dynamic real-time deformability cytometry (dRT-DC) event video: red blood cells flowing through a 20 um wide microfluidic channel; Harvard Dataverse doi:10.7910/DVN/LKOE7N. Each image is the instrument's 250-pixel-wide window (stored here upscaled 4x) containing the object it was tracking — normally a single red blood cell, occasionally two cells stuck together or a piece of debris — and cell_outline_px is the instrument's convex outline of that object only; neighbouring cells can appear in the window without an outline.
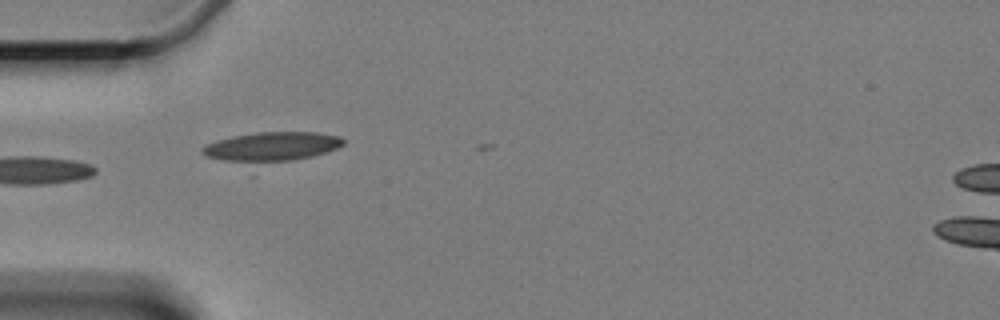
{"species": "Egyptian fruit bat (a non-hibernating species)", "species_latin": "Rousettus aegyptiacus", "temperature_condition": "cold", "stored_images_in_passage": 2, "camera_frame_rate_fps": 3000, "um_per_image_px": 0.085, "animal": {"sex": "female"}, "frame": {"image": 1, "passage_image": 2, "time_ms": 1.667, "image_size_px": [1000, 320], "cell_outline_px": [[344, 144], [336, 148], [252, 176], [208, 156], [200, 152], [200, 148], [204, 144], [216, 140], [232, 136], [256, 132], [316, 132], [340, 136], [344, 140]], "centroid_in_image_um": [22.86, 12.7], "position_along_channel_um": 62.1, "area_um2": 28.26}}